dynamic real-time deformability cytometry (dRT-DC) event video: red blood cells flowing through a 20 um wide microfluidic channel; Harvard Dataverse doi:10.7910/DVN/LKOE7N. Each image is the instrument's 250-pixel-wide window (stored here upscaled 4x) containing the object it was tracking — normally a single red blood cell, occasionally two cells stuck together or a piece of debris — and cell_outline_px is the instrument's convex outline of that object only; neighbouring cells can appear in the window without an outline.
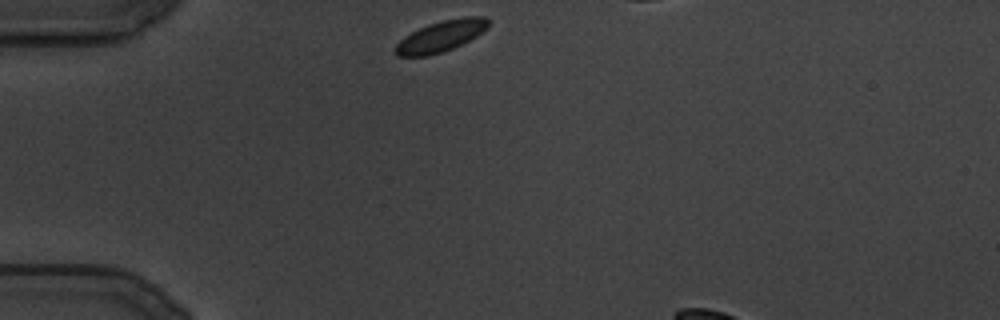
{"species": "common noctule bat (a hibernating species)", "species_latin": "Nyctalus noctula", "temperature_condition": "cold", "stored_images_in_passage": 79, "camera_frame_rate_fps": 3000, "um_per_image_px": 0.085, "animal": {"sex": "male", "body_mass_g": 19.5, "forearm_length_mm": 54.6}, "frame": {"image": 1, "passage_image": 1, "time_ms": 0.0, "image_size_px": [1000, 320], "cell_outline_px": [[488, 28], [476, 36], [444, 52], [428, 56], [396, 56], [396, 44], [404, 36], [428, 24], [444, 20], [464, 16], [488, 16]], "centroid_in_image_um": [37.49, 3.07], "position_along_channel_um": 47.5, "area_um2": 16.7}}
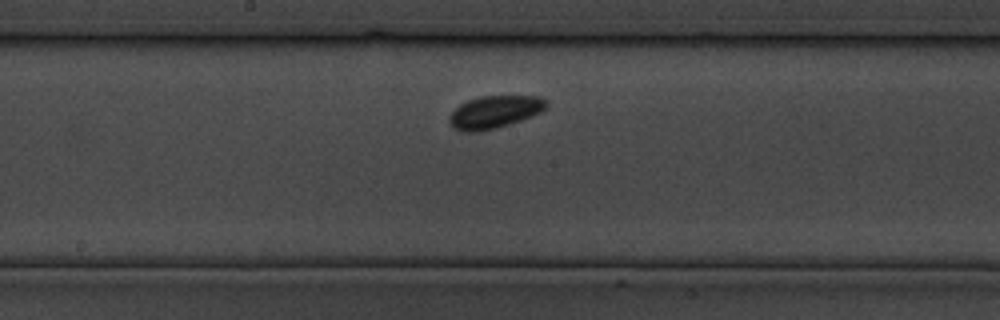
{"frame": {"image": 2, "passage_image": 36, "time_ms": 11.667, "image_size_px": [1000, 320], "cell_outline_px": [[548, 104], [540, 112], [532, 116], [496, 128], [480, 132], [464, 132], [452, 128], [448, 120], [448, 116], [460, 104], [468, 100], [480, 96], [540, 96], [548, 100]], "centroid_in_image_um": [42.01, 9.52], "position_along_channel_um": 206.2, "area_um2": 18.5}}
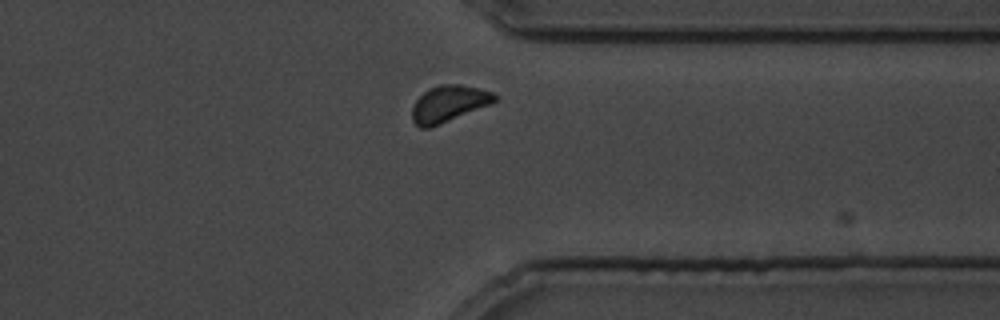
{"frame": {"image": 3, "passage_image": 68, "time_ms": 22.333, "image_size_px": [1000, 320], "cell_outline_px": [[496, 100], [488, 104], [440, 124], [428, 128], [420, 128], [412, 120], [412, 108], [416, 100], [428, 88], [440, 84], [460, 84], [492, 92], [496, 96]], "centroid_in_image_um": [38.08, 8.81], "position_along_channel_um": 373.3, "area_um2": 17.11}}